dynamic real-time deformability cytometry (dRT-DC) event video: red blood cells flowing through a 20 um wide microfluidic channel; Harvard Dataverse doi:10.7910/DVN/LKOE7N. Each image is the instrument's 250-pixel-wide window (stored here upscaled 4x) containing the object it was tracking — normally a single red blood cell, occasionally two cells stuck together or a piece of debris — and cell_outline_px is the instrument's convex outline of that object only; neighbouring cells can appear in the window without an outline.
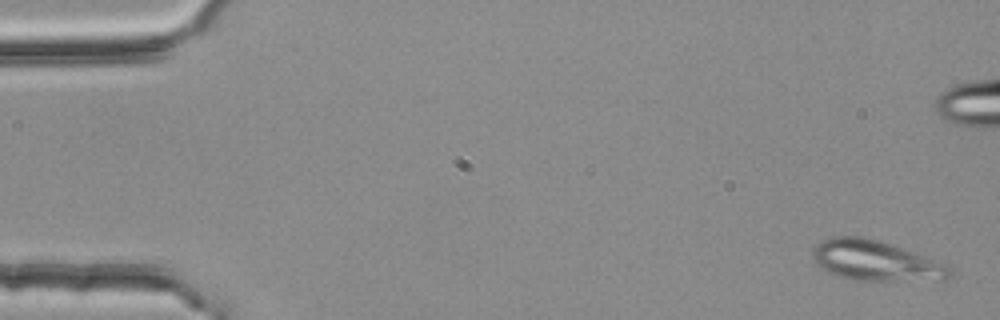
{"species": "common noctule bat (a hibernating species)", "species_latin": "Nyctalus noctula", "temperature_condition": "room temperature", "stored_images_in_passage": 5, "camera_frame_rate_fps": 3000, "um_per_image_px": 0.085, "animal": {"sex": "female", "body_mass_g": 25.1}, "frame": {"image": 1, "passage_image": 1, "time_ms": 0.0, "image_size_px": [1000, 320], "cell_outline_px": [[952, 276], [948, 280], [856, 280], [840, 276], [828, 272], [812, 256], [812, 252], [820, 240], [836, 236], [860, 236], [876, 240], [948, 264], [952, 268]], "centroid_in_image_um": [74.48, 22.17], "position_along_channel_um": 10.5, "area_um2": 31.62}}